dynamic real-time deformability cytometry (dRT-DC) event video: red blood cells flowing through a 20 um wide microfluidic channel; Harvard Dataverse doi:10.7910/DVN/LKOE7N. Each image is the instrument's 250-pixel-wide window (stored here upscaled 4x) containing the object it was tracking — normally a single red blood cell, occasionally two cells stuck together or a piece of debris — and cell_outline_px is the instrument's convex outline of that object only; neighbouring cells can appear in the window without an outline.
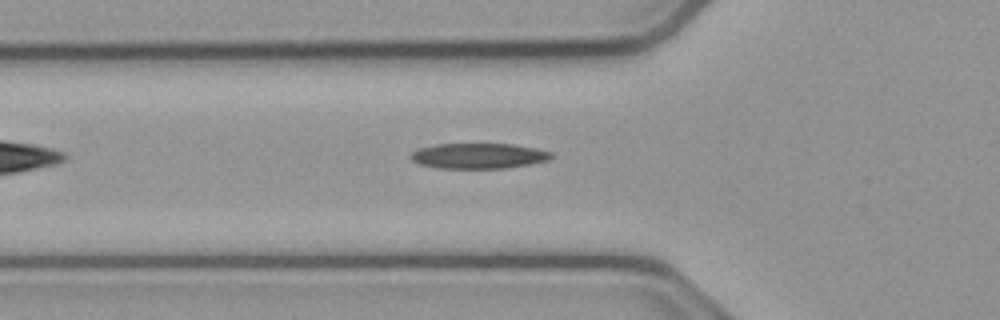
{"species": "common noctule bat (a hibernating species)", "species_latin": "Nyctalus noctula", "temperature_condition": "cold", "stored_images_in_passage": 32, "camera_frame_rate_fps": 3000, "um_per_image_px": 0.085, "animal": {"sex": "male", "body_mass_g": 23.1, "forearm_length_mm": 52.7}, "frame": {"image": 1, "passage_image": 3, "time_ms": 0.667, "image_size_px": [1000, 320], "cell_outline_px": [[552, 156], [548, 160], [532, 164], [508, 168], [436, 168], [420, 164], [412, 160], [412, 152], [420, 148], [436, 144], [512, 144], [536, 148], [552, 152]], "centroid_in_image_um": [40.71, 13.25], "position_along_channel_um": 85.1, "area_um2": 20.75}}
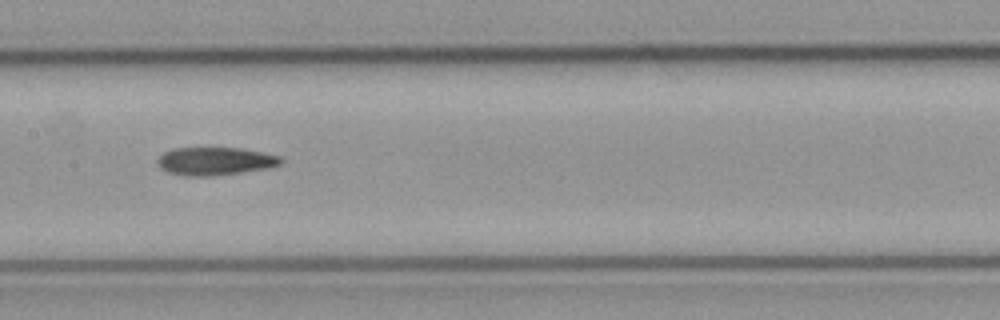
{"frame": {"image": 2, "passage_image": 11, "time_ms": 3.333, "image_size_px": [1000, 320], "cell_outline_px": [[284, 160], [280, 164], [264, 168], [240, 172], [212, 176], [184, 176], [168, 172], [160, 168], [156, 160], [164, 152], [172, 148], [240, 148], [280, 156]], "centroid_in_image_um": [18.23, 13.7], "position_along_channel_um": 189.2, "area_um2": 19.94}}
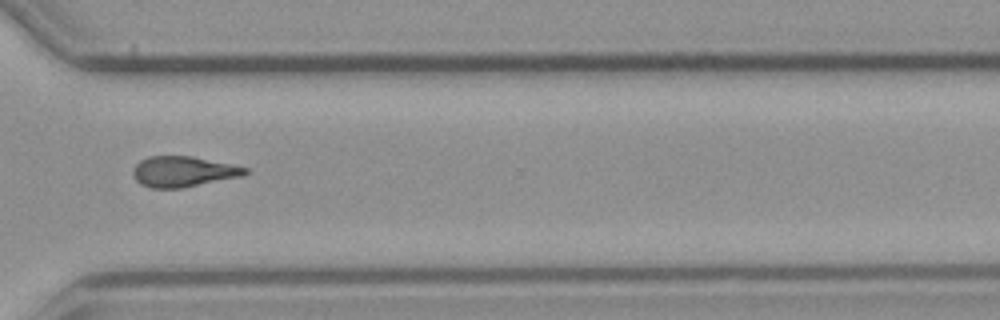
{"frame": {"image": 3, "passage_image": 24, "time_ms": 7.667, "image_size_px": [1000, 320], "cell_outline_px": [[248, 172], [244, 176], [184, 188], [152, 188], [140, 184], [136, 180], [132, 172], [136, 164], [140, 160], [148, 156], [192, 156], [248, 168]], "centroid_in_image_um": [15.57, 14.59], "position_along_channel_um": 355.0, "area_um2": 20.06}, "authors_computed_cell_mechanics": {"area_um2": 20.2589, "velocity_mm_per_s": 3.8483, "shape_relaxation_time_tau1_ms": 8.9667, "shape_relaxation_time_tau2_ms": 5.0789, "deformation_change_tau1": 0.208, "deformation_change_tau2": 0.1549}}